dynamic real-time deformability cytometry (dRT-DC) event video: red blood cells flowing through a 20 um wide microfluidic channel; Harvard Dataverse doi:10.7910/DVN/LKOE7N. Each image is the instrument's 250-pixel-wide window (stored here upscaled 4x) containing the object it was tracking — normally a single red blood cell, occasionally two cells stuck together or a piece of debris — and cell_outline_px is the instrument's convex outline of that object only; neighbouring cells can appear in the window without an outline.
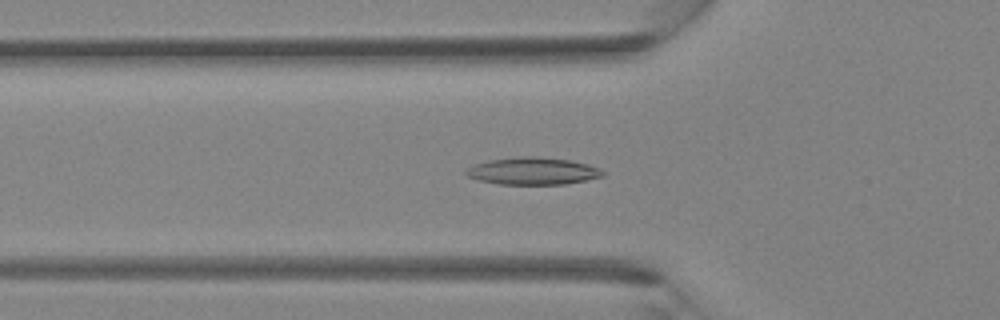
{"species": "Egyptian fruit bat (a non-hibernating species)", "species_latin": "Rousettus aegyptiacus", "temperature_condition": "room temperature", "stored_images_in_passage": 39, "camera_frame_rate_fps": 3000, "um_per_image_px": 0.085, "animal": {"sex": "female"}, "frame": {"image": 1, "passage_image": 13, "time_ms": 4.0, "image_size_px": [1000, 320], "cell_outline_px": [[604, 176], [588, 180], [564, 184], [500, 184], [480, 180], [468, 176], [464, 172], [472, 164], [488, 160], [516, 156], [536, 156], [568, 160], [588, 164], [600, 168], [604, 172]], "centroid_in_image_um": [45.29, 14.53], "position_along_channel_um": 80.5, "area_um2": 21.79}}
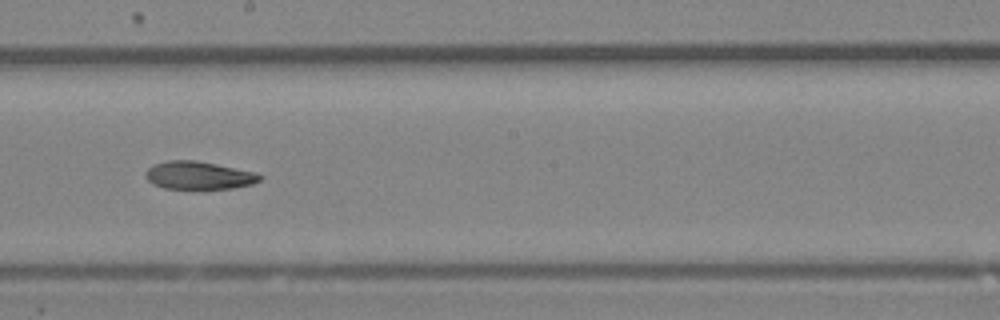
{"frame": {"image": 2, "passage_image": 22, "time_ms": 7.0, "image_size_px": [1000, 320], "cell_outline_px": [[264, 176], [260, 180], [252, 184], [232, 188], [164, 188], [152, 184], [144, 176], [144, 172], [152, 164], [168, 160], [196, 160], [256, 172]], "centroid_in_image_um": [16.86, 14.89], "position_along_channel_um": 231.3, "area_um2": 18.61}}
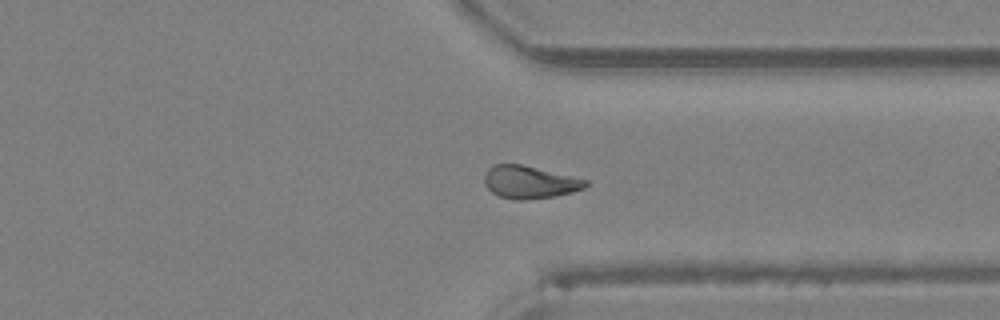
{"frame": {"image": 3, "passage_image": 30, "time_ms": 9.667, "image_size_px": [1000, 320], "cell_outline_px": [[588, 184], [584, 188], [572, 192], [556, 196], [524, 200], [516, 200], [500, 196], [492, 192], [484, 184], [484, 176], [488, 168], [492, 164], [520, 164], [588, 180]], "centroid_in_image_um": [44.99, 15.48], "position_along_channel_um": 366.4, "area_um2": 19.13}}